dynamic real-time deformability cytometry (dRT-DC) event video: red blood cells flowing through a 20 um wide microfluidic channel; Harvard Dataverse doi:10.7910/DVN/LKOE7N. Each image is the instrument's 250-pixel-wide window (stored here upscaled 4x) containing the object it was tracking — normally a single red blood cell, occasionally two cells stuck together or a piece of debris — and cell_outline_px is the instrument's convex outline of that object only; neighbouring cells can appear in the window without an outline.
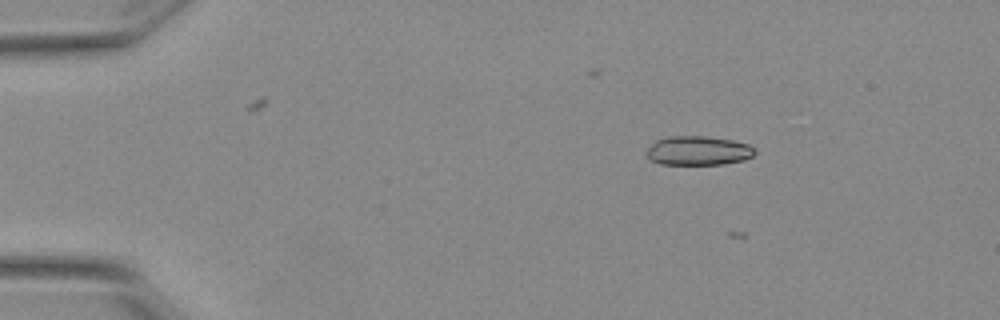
{"species": "Egyptian fruit bat (a non-hibernating species)", "species_latin": "Rousettus aegyptiacus", "temperature_condition": "warm", "stored_images_in_passage": 6, "camera_frame_rate_fps": 3000, "um_per_image_px": 0.085, "animal": {"sex": "female"}, "frame": {"image": 1, "passage_image": 4, "time_ms": 1.0, "image_size_px": [1000, 320], "cell_outline_px": [[756, 152], [752, 156], [744, 160], [724, 164], [660, 164], [652, 160], [644, 152], [656, 140], [668, 136], [704, 136], [732, 140], [748, 144], [756, 148]], "centroid_in_image_um": [59.36, 12.8], "position_along_channel_um": 25.6, "area_um2": 18.44}}